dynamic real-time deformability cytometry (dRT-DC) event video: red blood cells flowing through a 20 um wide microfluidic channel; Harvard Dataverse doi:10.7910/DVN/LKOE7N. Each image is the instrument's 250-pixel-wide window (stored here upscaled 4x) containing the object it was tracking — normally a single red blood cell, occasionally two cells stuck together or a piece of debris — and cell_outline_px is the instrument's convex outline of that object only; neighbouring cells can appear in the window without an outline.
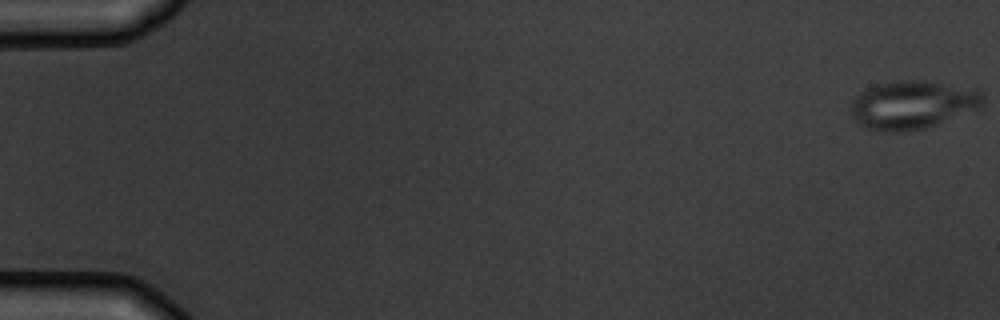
{"species": "common noctule bat (a hibernating species)", "species_latin": "Nyctalus noctula", "temperature_condition": "warm", "stored_images_in_passage": 5, "camera_frame_rate_fps": 3000, "um_per_image_px": 0.085, "animal": {"sex": "male", "body_mass_g": 19.5, "forearm_length_mm": 54.6}, "frame": {"image": 1, "passage_image": 1, "time_ms": 0.0, "image_size_px": [1000, 320], "cell_outline_px": [[984, 104], [980, 108], [936, 124], [924, 128], [904, 132], [876, 132], [860, 124], [852, 116], [852, 100], [860, 92], [868, 88], [880, 84], [900, 80], [928, 80], [976, 88], [984, 96]], "centroid_in_image_um": [77.6, 8.9], "position_along_channel_um": 7.4, "area_um2": 37.4}}